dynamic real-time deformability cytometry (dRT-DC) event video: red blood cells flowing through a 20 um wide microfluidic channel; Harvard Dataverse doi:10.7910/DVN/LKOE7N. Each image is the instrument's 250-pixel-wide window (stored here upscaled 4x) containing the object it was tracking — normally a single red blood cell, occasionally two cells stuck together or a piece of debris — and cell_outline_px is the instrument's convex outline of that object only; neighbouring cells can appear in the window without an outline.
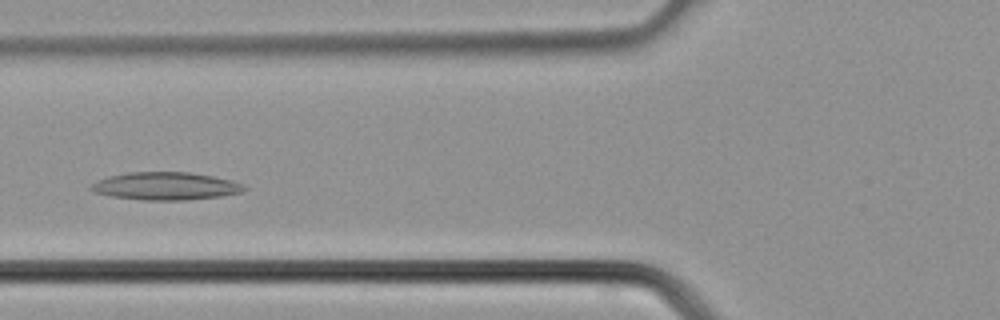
{"species": "common noctule bat (a hibernating species)", "species_latin": "Nyctalus noctula", "temperature_condition": "cold", "stored_images_in_passage": 33, "camera_frame_rate_fps": 3000, "um_per_image_px": 0.085, "animal": {"sex": "male", "body_mass_g": 21.5, "forearm_length_mm": 52.0}, "frame": {"image": 1, "passage_image": 10, "time_ms": 3.0, "image_size_px": [1000, 320], "cell_outline_px": [[248, 188], [244, 192], [220, 196], [188, 200], [144, 200], [112, 196], [96, 192], [88, 188], [92, 184], [108, 176], [128, 172], [188, 172], [212, 176], [232, 180], [244, 184]], "centroid_in_image_um": [14.14, 15.82], "position_along_channel_um": 111.7, "area_um2": 24.74}}
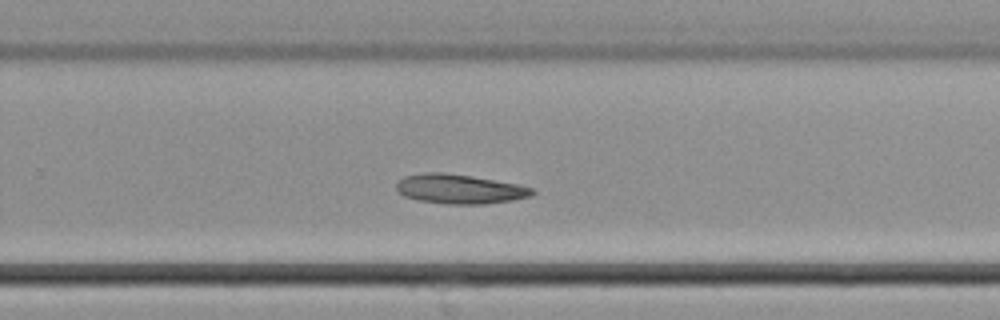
{"frame": {"image": 2, "passage_image": 20, "time_ms": 6.333, "image_size_px": [1000, 320], "cell_outline_px": [[536, 192], [532, 196], [512, 200], [484, 204], [448, 204], [416, 200], [404, 196], [396, 188], [396, 184], [404, 176], [424, 172], [444, 172], [516, 184], [532, 188]], "centroid_in_image_um": [39.04, 16.07], "position_along_channel_um": 290.8, "area_um2": 23.12}}
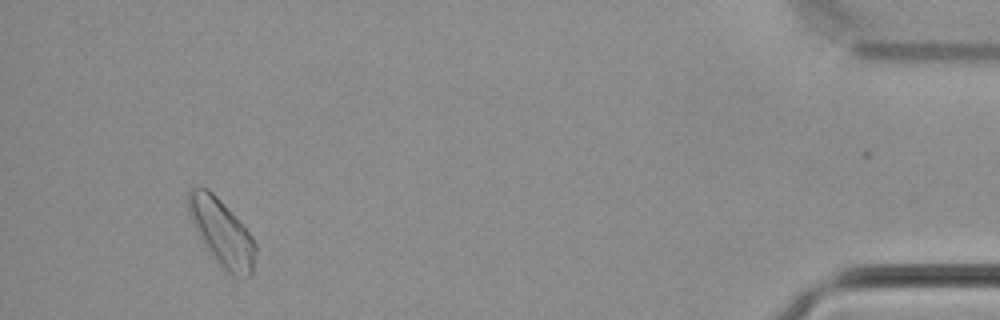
{"frame": {"image": 3, "passage_image": 31, "time_ms": 10.0, "image_size_px": [1000, 320], "cell_outline_px": [[256, 252], [252, 276], [232, 276], [216, 264], [204, 244], [188, 212], [188, 188], [192, 184], [208, 188], [220, 200], [252, 236], [256, 244]], "centroid_in_image_um": [18.84, 19.77], "position_along_channel_um": 416.4, "area_um2": 26.07}}